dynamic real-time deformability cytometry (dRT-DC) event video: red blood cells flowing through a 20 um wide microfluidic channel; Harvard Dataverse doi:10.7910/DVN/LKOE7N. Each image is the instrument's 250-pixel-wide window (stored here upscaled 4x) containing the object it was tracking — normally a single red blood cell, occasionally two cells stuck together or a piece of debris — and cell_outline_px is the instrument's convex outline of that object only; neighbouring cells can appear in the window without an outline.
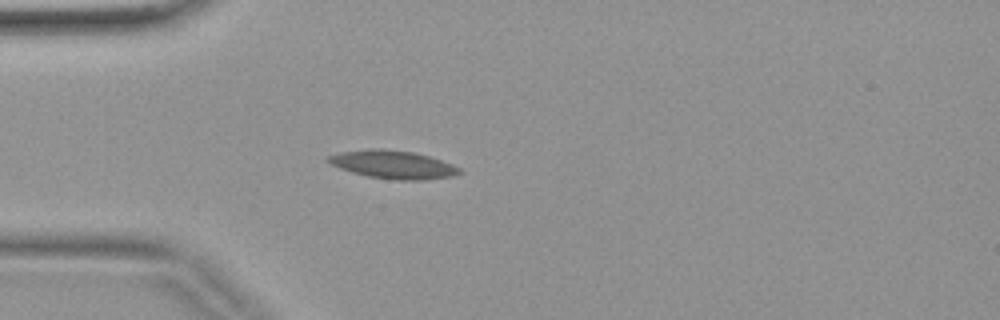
{"species": "common noctule bat (a hibernating species)", "species_latin": "Nyctalus noctula", "temperature_condition": "warm", "stored_images_in_passage": 1, "camera_frame_rate_fps": 3000, "um_per_image_px": 0.085, "animal": {"sex": "female", "body_mass_g": 19.9}, "frame": {"image": 1, "passage_image": 1, "time_ms": 0.0, "image_size_px": [1000, 320], "cell_outline_px": [[464, 172], [452, 176], [424, 180], [396, 180], [368, 176], [352, 172], [340, 168], [324, 160], [328, 156], [340, 152], [372, 148], [384, 148], [412, 152], [428, 156], [452, 164], [460, 168]], "centroid_in_image_um": [33.4, 13.98], "position_along_channel_um": 51.6, "area_um2": 21.5}}